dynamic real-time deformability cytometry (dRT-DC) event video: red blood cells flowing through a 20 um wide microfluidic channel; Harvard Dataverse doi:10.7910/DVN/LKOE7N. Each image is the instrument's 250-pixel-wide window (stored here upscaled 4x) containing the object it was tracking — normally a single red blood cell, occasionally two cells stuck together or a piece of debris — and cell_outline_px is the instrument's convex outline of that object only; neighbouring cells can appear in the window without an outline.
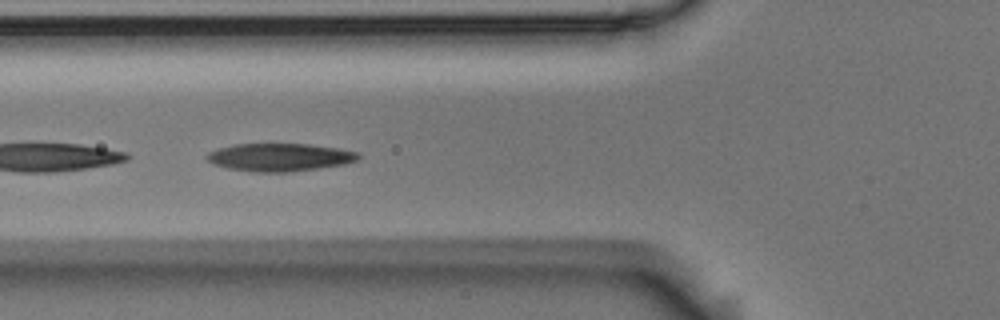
{"species": "Egyptian fruit bat (a non-hibernating species)", "species_latin": "Rousettus aegyptiacus", "temperature_condition": "room temperature", "stored_images_in_passage": 6, "camera_frame_rate_fps": 3000, "um_per_image_px": 0.085, "animal": {"sex": "male"}, "frame": {"image": 1, "passage_image": 5, "time_ms": 1.333, "image_size_px": [1000, 320], "cell_outline_px": [[360, 156], [356, 160], [344, 164], [288, 172], [252, 172], [228, 168], [212, 164], [204, 156], [208, 152], [216, 148], [232, 144], [308, 144], [340, 148], [360, 152]], "centroid_in_image_um": [23.73, 13.36], "position_along_channel_um": 102.1, "area_um2": 24.74}}